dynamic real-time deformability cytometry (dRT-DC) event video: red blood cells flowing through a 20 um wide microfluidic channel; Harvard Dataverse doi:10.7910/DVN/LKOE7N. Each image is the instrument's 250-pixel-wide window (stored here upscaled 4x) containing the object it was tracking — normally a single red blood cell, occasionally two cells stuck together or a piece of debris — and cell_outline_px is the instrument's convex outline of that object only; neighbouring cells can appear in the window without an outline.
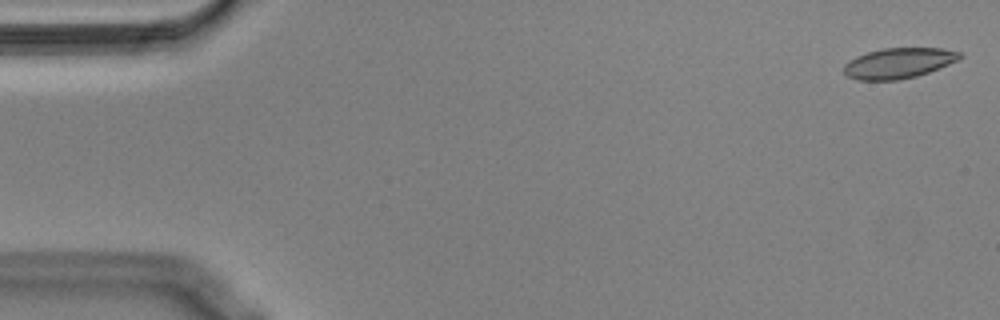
{"species": "Egyptian fruit bat (a non-hibernating species)", "species_latin": "Rousettus aegyptiacus", "temperature_condition": "cold", "stored_images_in_passage": 55, "camera_frame_rate_fps": 3000, "um_per_image_px": 0.085, "animal": {"sex": "male"}, "frame": {"image": 1, "passage_image": 1, "time_ms": 0.0, "image_size_px": [1000, 320], "cell_outline_px": [[964, 56], [940, 68], [916, 76], [900, 80], [856, 80], [848, 76], [844, 72], [844, 64], [856, 56], [868, 52], [884, 48], [940, 48], [960, 52]], "centroid_in_image_um": [76.37, 5.37], "position_along_channel_um": 8.6, "area_um2": 20.46}}
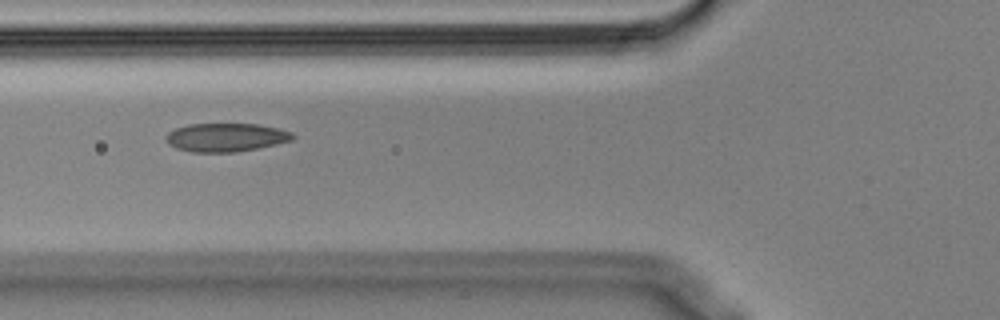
{"frame": {"image": 2, "passage_image": 20, "time_ms": 6.333, "image_size_px": [1000, 320], "cell_outline_px": [[296, 136], [292, 140], [276, 144], [236, 152], [192, 152], [176, 148], [168, 144], [164, 140], [164, 136], [168, 132], [176, 128], [188, 124], [260, 124], [280, 128], [292, 132]], "centroid_in_image_um": [19.19, 11.67], "position_along_channel_um": 106.6, "area_um2": 21.21}}
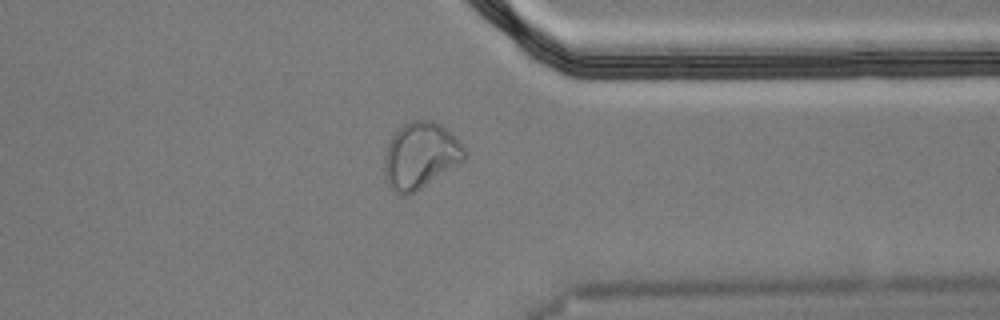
{"frame": {"image": 3, "passage_image": 43, "time_ms": 14.0, "image_size_px": [1000, 320], "cell_outline_px": [[468, 156], [464, 160], [416, 192], [408, 196], [400, 196], [388, 184], [384, 176], [384, 156], [388, 140], [404, 124], [412, 120], [432, 120], [440, 124], [460, 140], [464, 144], [468, 152]], "centroid_in_image_um": [35.75, 13.23], "position_along_channel_um": 375.7, "area_um2": 31.39}, "authors_computed_cell_mechanics": {"area_um2": 21.675, "velocity_mm_per_s": 3.5714, "shape_relaxation_time_tau1_ms": null, "shape_relaxation_time_tau2_ms": 1.6751, "deformation_change_tau1": null, "deformation_change_tau2": 0.0714}}